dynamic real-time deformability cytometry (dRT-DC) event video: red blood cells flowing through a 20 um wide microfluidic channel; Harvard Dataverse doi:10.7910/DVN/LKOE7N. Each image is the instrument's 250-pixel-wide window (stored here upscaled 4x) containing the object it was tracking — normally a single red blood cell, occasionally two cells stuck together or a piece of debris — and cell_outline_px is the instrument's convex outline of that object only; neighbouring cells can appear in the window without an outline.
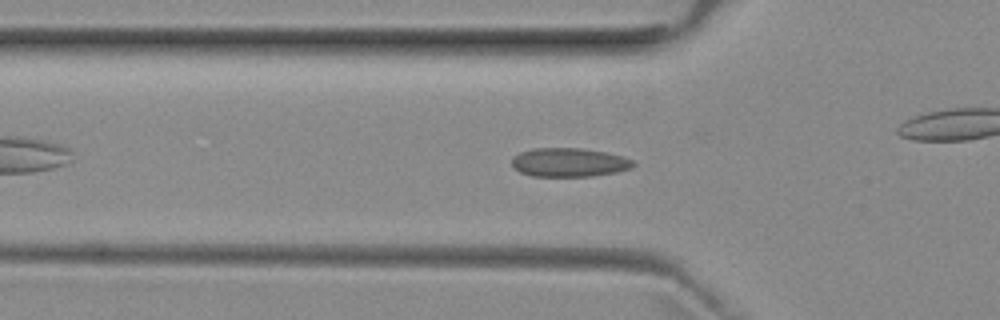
{"species": "common noctule bat (a hibernating species)", "species_latin": "Nyctalus noctula", "temperature_condition": "room temperature", "stored_images_in_passage": 46, "camera_frame_rate_fps": 3000, "um_per_image_px": 0.085, "animal": {"sex": "female", "body_mass_g": 29.2, "forearm_length_mm": 56.3}, "frame": {"image": 1, "passage_image": 10, "time_ms": 3.0, "image_size_px": [1000, 320], "cell_outline_px": [[636, 164], [632, 168], [616, 172], [592, 176], [532, 176], [520, 172], [512, 164], [512, 156], [520, 152], [532, 148], [580, 148], [604, 152], [620, 156], [632, 160]], "centroid_in_image_um": [48.35, 13.8], "position_along_channel_um": 77.4, "area_um2": 20.29}}
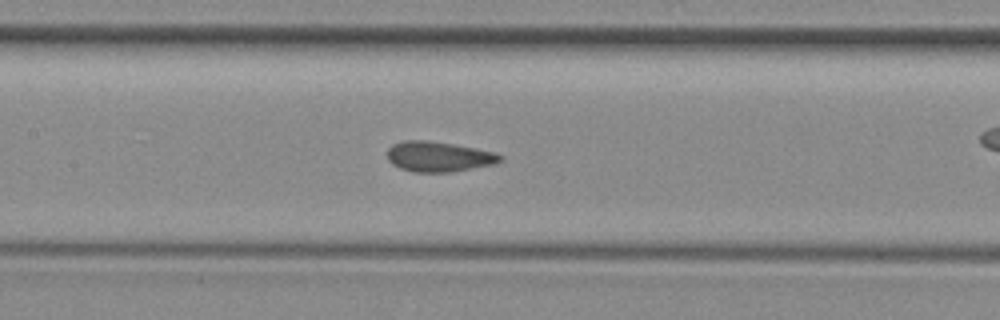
{"frame": {"image": 2, "passage_image": 17, "time_ms": 5.333, "image_size_px": [1000, 320], "cell_outline_px": [[504, 156], [500, 160], [492, 164], [448, 172], [412, 172], [400, 168], [392, 164], [388, 160], [388, 148], [392, 144], [404, 140], [424, 140], [452, 144], [492, 152]], "centroid_in_image_um": [37.2, 13.31], "position_along_channel_um": 170.2, "area_um2": 19.48}}
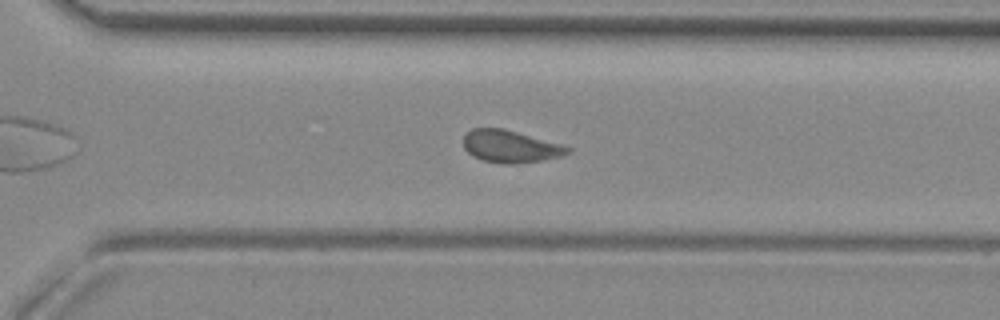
{"frame": {"image": 3, "passage_image": 29, "time_ms": 9.333, "image_size_px": [1000, 320], "cell_outline_px": [[572, 148], [568, 152], [560, 156], [520, 164], [500, 164], [484, 160], [472, 156], [464, 148], [464, 136], [472, 128], [504, 128], [564, 144]], "centroid_in_image_um": [43.39, 12.44], "position_along_channel_um": 327.2, "area_um2": 19.77}, "authors_computed_cell_mechanics": {"area_um2": 19.9699, "velocity_mm_per_s": 3.9462, "shape_relaxation_time_tau1_ms": null, "shape_relaxation_time_tau2_ms": 1.1531, "deformation_change_tau1": null, "deformation_change_tau2": 0.0465}}